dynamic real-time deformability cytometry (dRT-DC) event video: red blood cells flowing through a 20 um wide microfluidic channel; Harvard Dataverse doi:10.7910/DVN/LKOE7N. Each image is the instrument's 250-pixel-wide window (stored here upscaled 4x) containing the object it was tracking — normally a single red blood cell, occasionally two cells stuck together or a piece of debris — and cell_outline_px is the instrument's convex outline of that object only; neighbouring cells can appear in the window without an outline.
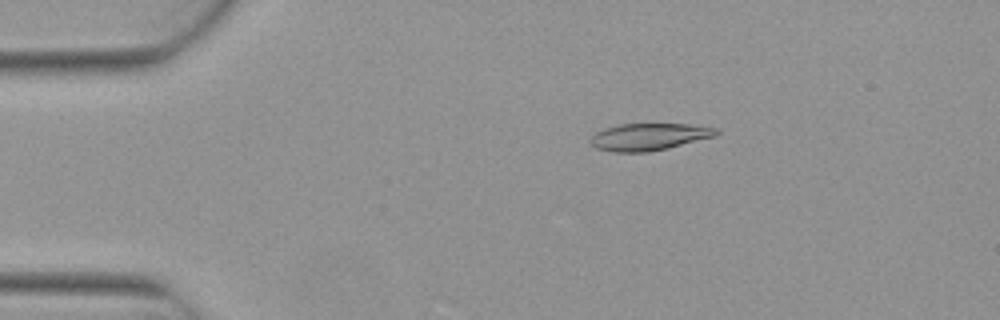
{"species": "Egyptian fruit bat (a non-hibernating species)", "species_latin": "Rousettus aegyptiacus", "temperature_condition": "warm", "stored_images_in_passage": 4, "camera_frame_rate_fps": 3000, "um_per_image_px": 0.085, "animal": {"sex": "female"}, "frame": {"image": 1, "passage_image": 1, "time_ms": 0.0, "image_size_px": [1000, 320], "cell_outline_px": [[720, 132], [716, 136], [668, 148], [648, 152], [612, 152], [596, 148], [588, 140], [596, 132], [604, 128], [620, 124], [688, 124], [720, 128]], "centroid_in_image_um": [55.18, 11.62], "position_along_channel_um": 29.8, "area_um2": 20.0}}
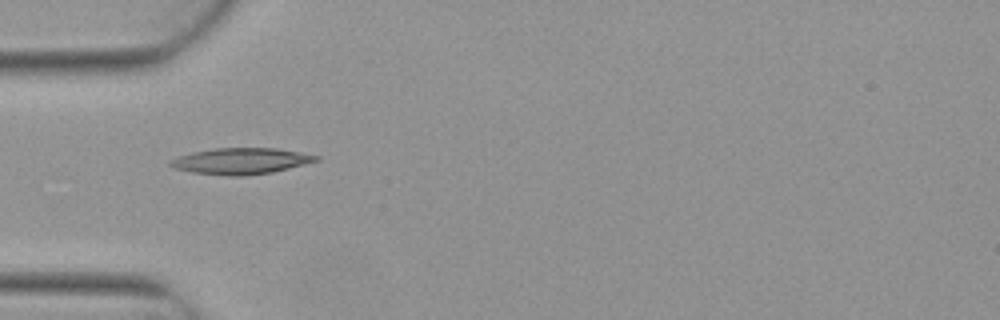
{"frame": {"image": 2, "passage_image": 3, "time_ms": 0.667, "image_size_px": [1000, 320], "cell_outline_px": [[320, 160], [272, 172], [244, 176], [228, 176], [192, 172], [172, 168], [168, 164], [168, 160], [192, 152], [216, 148], [276, 148], [300, 152], [320, 156]], "centroid_in_image_um": [20.45, 13.69], "position_along_channel_um": 64.5, "area_um2": 22.25}}
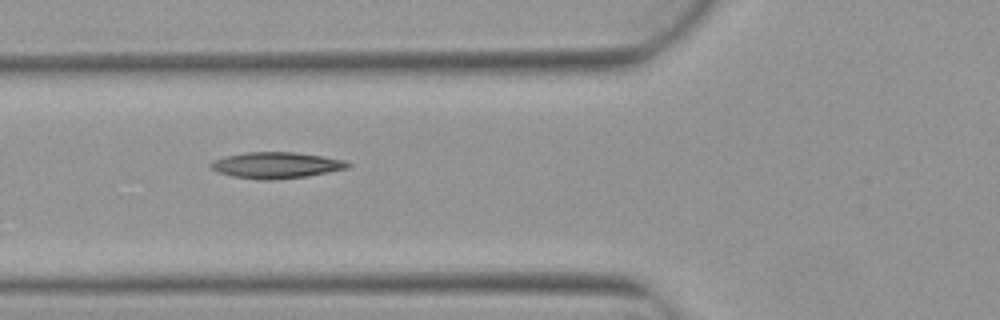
{"frame": {"image": 3, "passage_image": 4, "time_ms": 1.0, "image_size_px": [1000, 320], "cell_outline_px": [[352, 168], [308, 176], [272, 180], [260, 180], [232, 176], [216, 172], [208, 164], [212, 160], [224, 156], [244, 152], [292, 152], [324, 156], [348, 160], [352, 164]], "centroid_in_image_um": [23.52, 14.04], "position_along_channel_um": 102.3, "area_um2": 21.39}}